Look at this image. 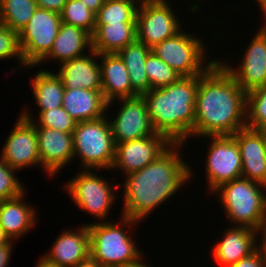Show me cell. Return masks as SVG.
Returning <instances> with one entry per match:
<instances>
[{"mask_svg":"<svg viewBox=\"0 0 266 267\" xmlns=\"http://www.w3.org/2000/svg\"><path fill=\"white\" fill-rule=\"evenodd\" d=\"M92 37V50L98 54L118 53L136 40V21L95 25Z\"/></svg>","mask_w":266,"mask_h":267,"instance_id":"d4e9b609","label":"cell"},{"mask_svg":"<svg viewBox=\"0 0 266 267\" xmlns=\"http://www.w3.org/2000/svg\"><path fill=\"white\" fill-rule=\"evenodd\" d=\"M61 22L77 26L91 35L95 31V14L78 0H68L60 13Z\"/></svg>","mask_w":266,"mask_h":267,"instance_id":"1f68e13d","label":"cell"},{"mask_svg":"<svg viewBox=\"0 0 266 267\" xmlns=\"http://www.w3.org/2000/svg\"><path fill=\"white\" fill-rule=\"evenodd\" d=\"M36 71L32 79V93L37 105L38 114L41 111L62 107L64 86L60 76L46 68Z\"/></svg>","mask_w":266,"mask_h":267,"instance_id":"484cf974","label":"cell"},{"mask_svg":"<svg viewBox=\"0 0 266 267\" xmlns=\"http://www.w3.org/2000/svg\"><path fill=\"white\" fill-rule=\"evenodd\" d=\"M61 23L59 13L37 7L18 33L21 54L28 68L33 69L50 53Z\"/></svg>","mask_w":266,"mask_h":267,"instance_id":"9c48e42d","label":"cell"},{"mask_svg":"<svg viewBox=\"0 0 266 267\" xmlns=\"http://www.w3.org/2000/svg\"><path fill=\"white\" fill-rule=\"evenodd\" d=\"M258 29L245 52L242 51L243 57L238 66L232 67L228 62L219 60L246 92L266 84V31Z\"/></svg>","mask_w":266,"mask_h":267,"instance_id":"9a60e30c","label":"cell"},{"mask_svg":"<svg viewBox=\"0 0 266 267\" xmlns=\"http://www.w3.org/2000/svg\"><path fill=\"white\" fill-rule=\"evenodd\" d=\"M25 195L0 201V226L12 241L23 238L38 221L37 207L24 201Z\"/></svg>","mask_w":266,"mask_h":267,"instance_id":"7402d4cb","label":"cell"},{"mask_svg":"<svg viewBox=\"0 0 266 267\" xmlns=\"http://www.w3.org/2000/svg\"><path fill=\"white\" fill-rule=\"evenodd\" d=\"M119 220L115 223L109 220L86 223L90 237V256L103 267H125L143 259V251L139 250L132 238L134 234L130 232L140 223L124 216H120Z\"/></svg>","mask_w":266,"mask_h":267,"instance_id":"277c9868","label":"cell"},{"mask_svg":"<svg viewBox=\"0 0 266 267\" xmlns=\"http://www.w3.org/2000/svg\"><path fill=\"white\" fill-rule=\"evenodd\" d=\"M16 170L7 165L0 155V201L12 199L26 191L16 177Z\"/></svg>","mask_w":266,"mask_h":267,"instance_id":"836d02e7","label":"cell"},{"mask_svg":"<svg viewBox=\"0 0 266 267\" xmlns=\"http://www.w3.org/2000/svg\"><path fill=\"white\" fill-rule=\"evenodd\" d=\"M229 267H266L261 251L257 248L249 256L242 258Z\"/></svg>","mask_w":266,"mask_h":267,"instance_id":"d590c367","label":"cell"},{"mask_svg":"<svg viewBox=\"0 0 266 267\" xmlns=\"http://www.w3.org/2000/svg\"><path fill=\"white\" fill-rule=\"evenodd\" d=\"M171 144L165 135L157 132L152 136L116 144L110 171L119 169L124 175L138 171L154 161Z\"/></svg>","mask_w":266,"mask_h":267,"instance_id":"5bb4252c","label":"cell"},{"mask_svg":"<svg viewBox=\"0 0 266 267\" xmlns=\"http://www.w3.org/2000/svg\"><path fill=\"white\" fill-rule=\"evenodd\" d=\"M138 3H143V2H156V1H162V0H136Z\"/></svg>","mask_w":266,"mask_h":267,"instance_id":"7dc6e473","label":"cell"},{"mask_svg":"<svg viewBox=\"0 0 266 267\" xmlns=\"http://www.w3.org/2000/svg\"><path fill=\"white\" fill-rule=\"evenodd\" d=\"M41 167L50 178L74 160L72 133L46 127H35Z\"/></svg>","mask_w":266,"mask_h":267,"instance_id":"2e32d148","label":"cell"},{"mask_svg":"<svg viewBox=\"0 0 266 267\" xmlns=\"http://www.w3.org/2000/svg\"><path fill=\"white\" fill-rule=\"evenodd\" d=\"M94 172L93 169H80L79 173L73 179L69 178L63 187L64 191L71 196L75 206L103 222V219L106 221L110 215V210L116 202L115 192L120 184H115L118 183L115 181L109 182Z\"/></svg>","mask_w":266,"mask_h":267,"instance_id":"ba28073f","label":"cell"},{"mask_svg":"<svg viewBox=\"0 0 266 267\" xmlns=\"http://www.w3.org/2000/svg\"><path fill=\"white\" fill-rule=\"evenodd\" d=\"M116 116L109 119L115 144L145 138L156 133L142 95L118 99Z\"/></svg>","mask_w":266,"mask_h":267,"instance_id":"7c38bea8","label":"cell"},{"mask_svg":"<svg viewBox=\"0 0 266 267\" xmlns=\"http://www.w3.org/2000/svg\"><path fill=\"white\" fill-rule=\"evenodd\" d=\"M257 3H258V5L260 4V3H262L264 0H255Z\"/></svg>","mask_w":266,"mask_h":267,"instance_id":"c3c4849f","label":"cell"},{"mask_svg":"<svg viewBox=\"0 0 266 267\" xmlns=\"http://www.w3.org/2000/svg\"><path fill=\"white\" fill-rule=\"evenodd\" d=\"M261 236V237H260ZM261 238V241L258 242V249L261 251L266 265V226L258 231V239Z\"/></svg>","mask_w":266,"mask_h":267,"instance_id":"ab89813d","label":"cell"},{"mask_svg":"<svg viewBox=\"0 0 266 267\" xmlns=\"http://www.w3.org/2000/svg\"><path fill=\"white\" fill-rule=\"evenodd\" d=\"M73 267H103L98 261L89 256L87 259L77 263Z\"/></svg>","mask_w":266,"mask_h":267,"instance_id":"60d3db41","label":"cell"},{"mask_svg":"<svg viewBox=\"0 0 266 267\" xmlns=\"http://www.w3.org/2000/svg\"><path fill=\"white\" fill-rule=\"evenodd\" d=\"M37 6L42 9L61 13L68 0H35Z\"/></svg>","mask_w":266,"mask_h":267,"instance_id":"8d00e7d4","label":"cell"},{"mask_svg":"<svg viewBox=\"0 0 266 267\" xmlns=\"http://www.w3.org/2000/svg\"><path fill=\"white\" fill-rule=\"evenodd\" d=\"M151 52L150 47L135 40L117 53L127 67L132 88L139 95L150 90V83L145 71V61Z\"/></svg>","mask_w":266,"mask_h":267,"instance_id":"4316f807","label":"cell"},{"mask_svg":"<svg viewBox=\"0 0 266 267\" xmlns=\"http://www.w3.org/2000/svg\"><path fill=\"white\" fill-rule=\"evenodd\" d=\"M246 127H266V84L247 92Z\"/></svg>","mask_w":266,"mask_h":267,"instance_id":"4dcf8cb0","label":"cell"},{"mask_svg":"<svg viewBox=\"0 0 266 267\" xmlns=\"http://www.w3.org/2000/svg\"><path fill=\"white\" fill-rule=\"evenodd\" d=\"M87 49L88 51L92 50L91 34L80 27L61 23L50 53L37 67L44 65L45 61L49 63V60L57 61L60 65L66 61L86 55Z\"/></svg>","mask_w":266,"mask_h":267,"instance_id":"603a6c76","label":"cell"},{"mask_svg":"<svg viewBox=\"0 0 266 267\" xmlns=\"http://www.w3.org/2000/svg\"><path fill=\"white\" fill-rule=\"evenodd\" d=\"M246 106L247 92L217 59L199 75L194 137L234 135L246 127Z\"/></svg>","mask_w":266,"mask_h":267,"instance_id":"7a4b0ae2","label":"cell"},{"mask_svg":"<svg viewBox=\"0 0 266 267\" xmlns=\"http://www.w3.org/2000/svg\"><path fill=\"white\" fill-rule=\"evenodd\" d=\"M260 11L263 13V18H264V23H262L260 29L266 31V0H264L262 3H260L259 5Z\"/></svg>","mask_w":266,"mask_h":267,"instance_id":"7bdbcfd3","label":"cell"},{"mask_svg":"<svg viewBox=\"0 0 266 267\" xmlns=\"http://www.w3.org/2000/svg\"><path fill=\"white\" fill-rule=\"evenodd\" d=\"M198 84L199 76L180 77L173 84L142 94L154 130L172 143H186L194 137Z\"/></svg>","mask_w":266,"mask_h":267,"instance_id":"3957f363","label":"cell"},{"mask_svg":"<svg viewBox=\"0 0 266 267\" xmlns=\"http://www.w3.org/2000/svg\"><path fill=\"white\" fill-rule=\"evenodd\" d=\"M183 30L156 44L151 48L152 53L181 77L202 75L217 59L207 61L202 37Z\"/></svg>","mask_w":266,"mask_h":267,"instance_id":"52a82bcc","label":"cell"},{"mask_svg":"<svg viewBox=\"0 0 266 267\" xmlns=\"http://www.w3.org/2000/svg\"><path fill=\"white\" fill-rule=\"evenodd\" d=\"M13 242L15 243L16 241H11L9 244L0 246V267H9L8 264L12 255Z\"/></svg>","mask_w":266,"mask_h":267,"instance_id":"74e56055","label":"cell"},{"mask_svg":"<svg viewBox=\"0 0 266 267\" xmlns=\"http://www.w3.org/2000/svg\"><path fill=\"white\" fill-rule=\"evenodd\" d=\"M168 1L139 3L136 14V40L153 48L177 34L183 27L182 20Z\"/></svg>","mask_w":266,"mask_h":267,"instance_id":"30bf717a","label":"cell"},{"mask_svg":"<svg viewBox=\"0 0 266 267\" xmlns=\"http://www.w3.org/2000/svg\"><path fill=\"white\" fill-rule=\"evenodd\" d=\"M62 107L77 122L96 120L108 114L102 91L89 89H64Z\"/></svg>","mask_w":266,"mask_h":267,"instance_id":"cb8c5ba5","label":"cell"},{"mask_svg":"<svg viewBox=\"0 0 266 267\" xmlns=\"http://www.w3.org/2000/svg\"><path fill=\"white\" fill-rule=\"evenodd\" d=\"M38 260L39 261L36 263L35 267H58L57 265L47 260L43 255Z\"/></svg>","mask_w":266,"mask_h":267,"instance_id":"b9f144b4","label":"cell"},{"mask_svg":"<svg viewBox=\"0 0 266 267\" xmlns=\"http://www.w3.org/2000/svg\"><path fill=\"white\" fill-rule=\"evenodd\" d=\"M58 267H73L90 256V237L87 224L76 230H66L58 235L51 250L43 255Z\"/></svg>","mask_w":266,"mask_h":267,"instance_id":"d6986e66","label":"cell"},{"mask_svg":"<svg viewBox=\"0 0 266 267\" xmlns=\"http://www.w3.org/2000/svg\"><path fill=\"white\" fill-rule=\"evenodd\" d=\"M81 1L87 9L91 10L95 15L103 6L106 0H78Z\"/></svg>","mask_w":266,"mask_h":267,"instance_id":"f35d334b","label":"cell"},{"mask_svg":"<svg viewBox=\"0 0 266 267\" xmlns=\"http://www.w3.org/2000/svg\"><path fill=\"white\" fill-rule=\"evenodd\" d=\"M101 67L102 94L107 102L106 111L118 99L131 98L139 94L132 88L130 75L122 59L116 53L98 56Z\"/></svg>","mask_w":266,"mask_h":267,"instance_id":"ffe728a7","label":"cell"},{"mask_svg":"<svg viewBox=\"0 0 266 267\" xmlns=\"http://www.w3.org/2000/svg\"><path fill=\"white\" fill-rule=\"evenodd\" d=\"M107 114L99 119L77 122L73 136L74 159L81 169L110 170L116 144Z\"/></svg>","mask_w":266,"mask_h":267,"instance_id":"8992f818","label":"cell"},{"mask_svg":"<svg viewBox=\"0 0 266 267\" xmlns=\"http://www.w3.org/2000/svg\"><path fill=\"white\" fill-rule=\"evenodd\" d=\"M25 110L26 109H24L20 115L26 120L31 121L35 127H46L65 133H72L77 124V121H75L63 107L41 111L36 119L29 109Z\"/></svg>","mask_w":266,"mask_h":267,"instance_id":"f546056e","label":"cell"},{"mask_svg":"<svg viewBox=\"0 0 266 267\" xmlns=\"http://www.w3.org/2000/svg\"><path fill=\"white\" fill-rule=\"evenodd\" d=\"M211 139L205 159L208 193L221 184L242 177L239 145L232 135L204 136Z\"/></svg>","mask_w":266,"mask_h":267,"instance_id":"8fae6325","label":"cell"},{"mask_svg":"<svg viewBox=\"0 0 266 267\" xmlns=\"http://www.w3.org/2000/svg\"><path fill=\"white\" fill-rule=\"evenodd\" d=\"M12 240L5 234L4 230L0 226V246L4 244H9Z\"/></svg>","mask_w":266,"mask_h":267,"instance_id":"ee69618b","label":"cell"},{"mask_svg":"<svg viewBox=\"0 0 266 267\" xmlns=\"http://www.w3.org/2000/svg\"><path fill=\"white\" fill-rule=\"evenodd\" d=\"M262 134H263V140H264V144H265V151H266V127L259 129Z\"/></svg>","mask_w":266,"mask_h":267,"instance_id":"bcb514c9","label":"cell"},{"mask_svg":"<svg viewBox=\"0 0 266 267\" xmlns=\"http://www.w3.org/2000/svg\"><path fill=\"white\" fill-rule=\"evenodd\" d=\"M224 234V235H223ZM220 242L212 246V257L220 267H229L249 256L258 248V231L247 227L229 226Z\"/></svg>","mask_w":266,"mask_h":267,"instance_id":"e0dca14e","label":"cell"},{"mask_svg":"<svg viewBox=\"0 0 266 267\" xmlns=\"http://www.w3.org/2000/svg\"><path fill=\"white\" fill-rule=\"evenodd\" d=\"M125 267H150L148 263H146L145 261H142V259L133 265H129V266H125Z\"/></svg>","mask_w":266,"mask_h":267,"instance_id":"f6af8a7d","label":"cell"},{"mask_svg":"<svg viewBox=\"0 0 266 267\" xmlns=\"http://www.w3.org/2000/svg\"><path fill=\"white\" fill-rule=\"evenodd\" d=\"M138 6L136 0H106L95 15V25L136 21Z\"/></svg>","mask_w":266,"mask_h":267,"instance_id":"f1b7e54d","label":"cell"},{"mask_svg":"<svg viewBox=\"0 0 266 267\" xmlns=\"http://www.w3.org/2000/svg\"><path fill=\"white\" fill-rule=\"evenodd\" d=\"M87 52L82 57L60 64L58 71H55L60 76L64 89L102 91L99 54L94 50Z\"/></svg>","mask_w":266,"mask_h":267,"instance_id":"44dd1931","label":"cell"},{"mask_svg":"<svg viewBox=\"0 0 266 267\" xmlns=\"http://www.w3.org/2000/svg\"><path fill=\"white\" fill-rule=\"evenodd\" d=\"M145 71L150 83V90L166 87L181 77L152 52L145 61Z\"/></svg>","mask_w":266,"mask_h":267,"instance_id":"d6a6232c","label":"cell"},{"mask_svg":"<svg viewBox=\"0 0 266 267\" xmlns=\"http://www.w3.org/2000/svg\"><path fill=\"white\" fill-rule=\"evenodd\" d=\"M265 190L264 184L240 177L221 184L211 195H217L232 226L260 231L266 226Z\"/></svg>","mask_w":266,"mask_h":267,"instance_id":"5b68a950","label":"cell"},{"mask_svg":"<svg viewBox=\"0 0 266 267\" xmlns=\"http://www.w3.org/2000/svg\"><path fill=\"white\" fill-rule=\"evenodd\" d=\"M2 146V160L16 171L41 167L35 125L19 115Z\"/></svg>","mask_w":266,"mask_h":267,"instance_id":"4fadbf2b","label":"cell"},{"mask_svg":"<svg viewBox=\"0 0 266 267\" xmlns=\"http://www.w3.org/2000/svg\"><path fill=\"white\" fill-rule=\"evenodd\" d=\"M15 59L18 65L26 68L20 46L18 33L8 26L0 24V60Z\"/></svg>","mask_w":266,"mask_h":267,"instance_id":"e575fe53","label":"cell"},{"mask_svg":"<svg viewBox=\"0 0 266 267\" xmlns=\"http://www.w3.org/2000/svg\"><path fill=\"white\" fill-rule=\"evenodd\" d=\"M37 7L35 0H0V24L19 33Z\"/></svg>","mask_w":266,"mask_h":267,"instance_id":"83f0119b","label":"cell"},{"mask_svg":"<svg viewBox=\"0 0 266 267\" xmlns=\"http://www.w3.org/2000/svg\"><path fill=\"white\" fill-rule=\"evenodd\" d=\"M184 145L172 143L146 167L124 176L122 216L140 223L191 181L194 171L180 152Z\"/></svg>","mask_w":266,"mask_h":267,"instance_id":"6da1fadb","label":"cell"},{"mask_svg":"<svg viewBox=\"0 0 266 267\" xmlns=\"http://www.w3.org/2000/svg\"><path fill=\"white\" fill-rule=\"evenodd\" d=\"M232 136L239 145L242 177L266 186V151L262 132L244 127Z\"/></svg>","mask_w":266,"mask_h":267,"instance_id":"ac0fdd59","label":"cell"}]
</instances>
